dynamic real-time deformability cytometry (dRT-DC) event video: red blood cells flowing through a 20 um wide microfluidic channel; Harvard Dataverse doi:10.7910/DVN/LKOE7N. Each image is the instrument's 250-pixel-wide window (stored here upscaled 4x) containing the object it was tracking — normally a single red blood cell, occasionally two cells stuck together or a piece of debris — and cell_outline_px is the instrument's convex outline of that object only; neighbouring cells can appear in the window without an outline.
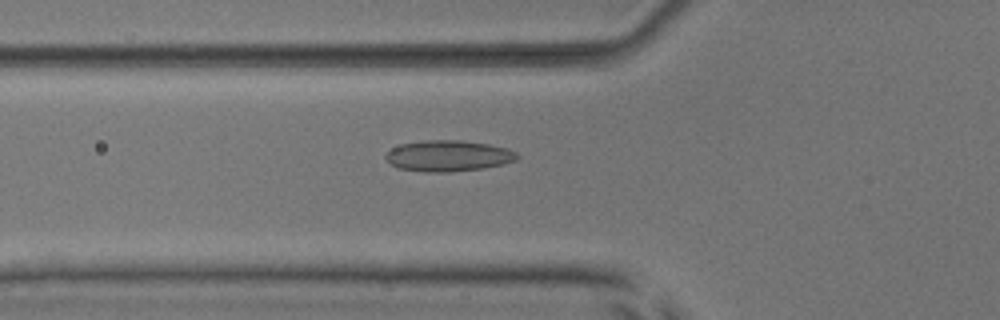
{"species": "common noctule bat (a hibernating species)", "species_latin": "Nyctalus noctula", "temperature_condition": "room temperature", "stored_images_in_passage": 29, "camera_frame_rate_fps": 3000, "um_per_image_px": 0.085, "animal": {"sex": "male", "body_mass_g": 17.9, "forearm_length_mm": 54.2}, "frame": {"image": 1, "passage_image": 4, "time_ms": 1.0, "image_size_px": [1000, 320], "cell_outline_px": [[520, 156], [516, 160], [484, 168], [448, 172], [424, 172], [400, 168], [392, 164], [384, 156], [392, 148], [400, 144], [424, 140], [460, 140], [488, 144], [508, 148], [516, 152]], "centroid_in_image_um": [38.11, 13.24], "position_along_channel_um": 87.7, "area_um2": 23.64}}
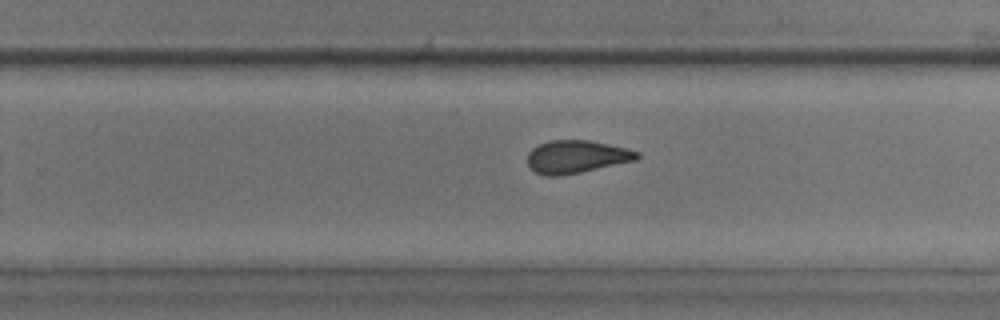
{"frame": {"image": 2, "passage_image": 19, "time_ms": 6.0, "image_size_px": [1000, 320], "cell_outline_px": [[640, 156], [636, 160], [580, 172], [560, 176], [544, 176], [528, 168], [528, 152], [532, 148], [548, 140], [588, 140], [628, 148], [640, 152]], "centroid_in_image_um": [48.98, 13.32], "position_along_channel_um": 280.8, "area_um2": 21.04}}
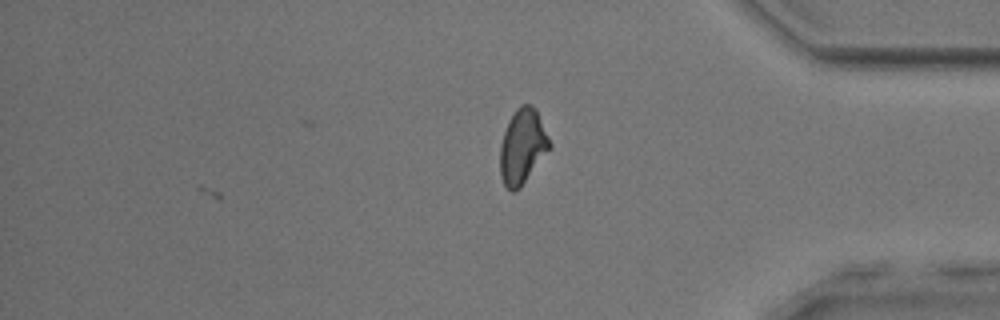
{"frame": {"image": 3, "passage_image": 29, "time_ms": 9.333, "image_size_px": [1000, 320], "cell_outline_px": [[552, 144], [520, 188], [512, 192], [504, 184], [500, 176], [500, 144], [508, 120], [516, 108], [520, 104], [528, 104], [536, 108]], "centroid_in_image_um": [44.39, 12.42], "position_along_channel_um": 390.8, "area_um2": 21.44}, "authors_computed_cell_mechanics": {"area_um2": 21.5594, "velocity_mm_per_s": 3.8686, "shape_relaxation_time_tau1_ms": 11.2508, "shape_relaxation_time_tau2_ms": 1.6685, "deformation_change_tau1": 0.2089, "deformation_change_tau2": 0.1037}}